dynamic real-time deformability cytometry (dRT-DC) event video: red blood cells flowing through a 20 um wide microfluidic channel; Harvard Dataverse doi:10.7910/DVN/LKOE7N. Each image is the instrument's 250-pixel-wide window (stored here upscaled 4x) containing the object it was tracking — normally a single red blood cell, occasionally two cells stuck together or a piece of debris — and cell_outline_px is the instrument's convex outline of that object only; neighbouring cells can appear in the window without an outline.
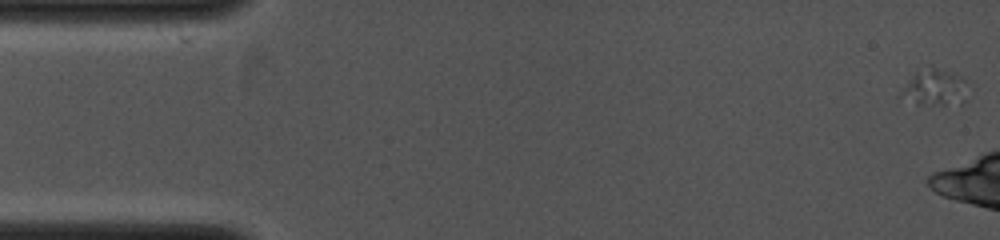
{"species": "common noctule bat (a hibernating species)", "species_latin": "Nyctalus noctula", "temperature_condition": "cold", "stored_images_in_passage": 16, "camera_frame_rate_fps": 4000, "um_per_image_px": 0.085, "animal": {"sex": "female", "body_mass_g": 19.0, "forearm_length_mm": 53.3}, "frame": {"image": 1, "passage_image": 1, "time_ms": 0.0, "image_size_px": [1000, 240], "cell_outline_px": [[964, 80], [948, 100], [944, 104], [916, 104], [896, 96], [912, 76], [916, 72], [932, 68], [952, 72], [964, 76]], "centroid_in_image_um": [79.14, 7.38], "position_along_channel_um": 5.9, "area_um2": 12.14}}